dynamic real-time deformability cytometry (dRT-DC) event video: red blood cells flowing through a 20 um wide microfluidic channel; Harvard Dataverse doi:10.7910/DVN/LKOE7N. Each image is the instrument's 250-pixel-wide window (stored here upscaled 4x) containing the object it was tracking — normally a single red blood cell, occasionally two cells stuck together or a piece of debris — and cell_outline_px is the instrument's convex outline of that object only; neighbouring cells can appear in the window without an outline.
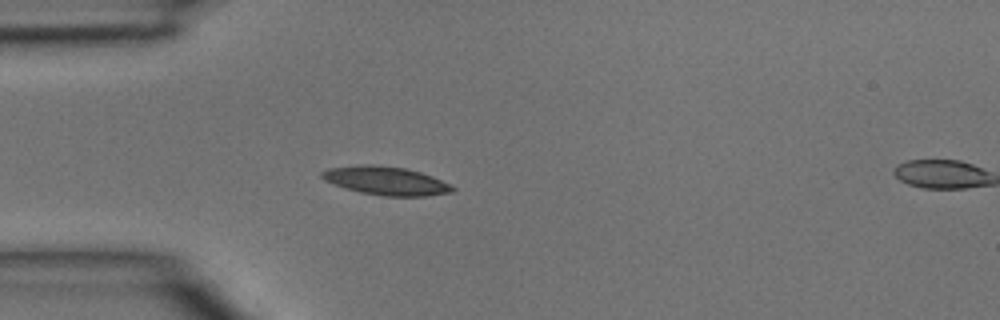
{"species": "common noctule bat (a hibernating species)", "species_latin": "Nyctalus noctula", "temperature_condition": "room temperature", "stored_images_in_passage": 3, "segment_of_instrument_passage": [1, 2], "camera_frame_rate_fps": 3000, "um_per_image_px": 0.085, "animal": {"sex": "male", "body_mass_g": 15.6}, "frame": {"image": 1, "passage_image": 2, "time_ms": 0.333, "image_size_px": [1000, 320], "cell_outline_px": [[456, 188], [452, 192], [424, 196], [380, 196], [360, 192], [344, 188], [324, 180], [320, 176], [320, 172], [328, 168], [360, 164], [372, 164], [404, 168], [420, 172], [432, 176]], "centroid_in_image_um": [32.75, 15.36], "position_along_channel_um": 52.3, "area_um2": 21.68}}